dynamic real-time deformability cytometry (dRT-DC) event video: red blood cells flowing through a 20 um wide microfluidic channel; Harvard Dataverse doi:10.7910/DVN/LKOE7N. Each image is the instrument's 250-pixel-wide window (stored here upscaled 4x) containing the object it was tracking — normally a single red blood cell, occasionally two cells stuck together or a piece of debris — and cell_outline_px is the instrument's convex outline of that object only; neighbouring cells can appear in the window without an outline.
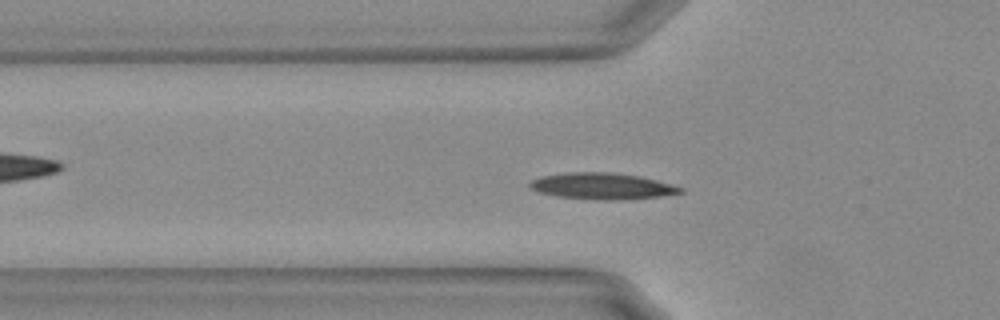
{"species": "Egyptian fruit bat (a non-hibernating species)", "species_latin": "Rousettus aegyptiacus", "temperature_condition": "warm", "stored_images_in_passage": 14, "camera_frame_rate_fps": 3000, "um_per_image_px": 0.085, "animal": {"sex": "female"}, "frame": {"image": 1, "passage_image": 6, "time_ms": 1.667, "image_size_px": [1000, 320], "cell_outline_px": [[684, 192], [660, 196], [620, 200], [600, 200], [556, 196], [540, 192], [528, 188], [528, 184], [532, 180], [540, 176], [564, 172], [608, 172], [640, 176], [672, 184], [684, 188]], "centroid_in_image_um": [51.16, 15.81], "position_along_channel_um": 74.6, "area_um2": 23.24}}
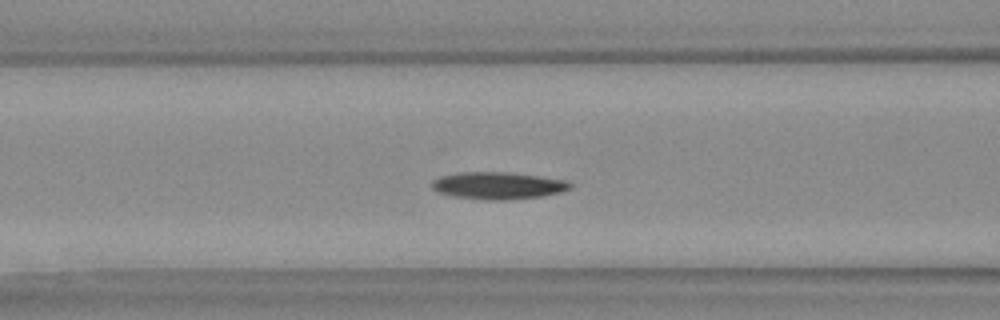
{"frame": {"image": 2, "passage_image": 10, "time_ms": 3.0, "image_size_px": [1000, 320], "cell_outline_px": [[572, 188], [560, 192], [544, 196], [508, 200], [484, 200], [452, 196], [436, 192], [432, 188], [432, 180], [440, 176], [460, 172], [504, 172], [568, 180], [572, 184]], "centroid_in_image_um": [42.32, 15.78], "position_along_channel_um": 124.3, "area_um2": 22.02}}